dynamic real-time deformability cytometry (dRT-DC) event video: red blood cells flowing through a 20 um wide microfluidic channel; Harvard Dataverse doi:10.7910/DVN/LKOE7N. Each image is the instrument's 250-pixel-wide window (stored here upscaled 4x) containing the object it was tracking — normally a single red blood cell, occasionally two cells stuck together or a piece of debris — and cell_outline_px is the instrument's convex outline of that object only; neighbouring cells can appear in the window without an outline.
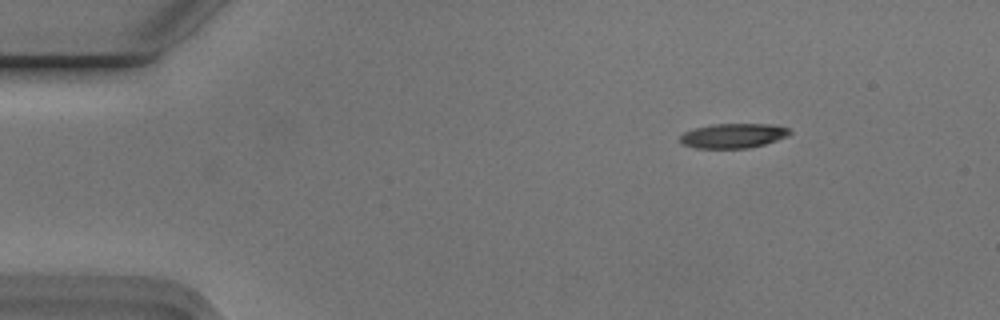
{"species": "Egyptian fruit bat (a non-hibernating species)", "species_latin": "Rousettus aegyptiacus", "temperature_condition": "cold", "stored_images_in_passage": 7, "camera_frame_rate_fps": 3000, "um_per_image_px": 0.085, "animal": {"sex": "male"}, "frame": {"image": 1, "passage_image": 3, "time_ms": 0.667, "image_size_px": [1000, 320], "cell_outline_px": [[792, 132], [788, 136], [764, 144], [748, 148], [696, 148], [684, 144], [680, 140], [680, 136], [684, 132], [696, 128], [712, 124], [768, 124], [788, 128]], "centroid_in_image_um": [62.33, 11.53], "position_along_channel_um": 22.7, "area_um2": 15.55}}
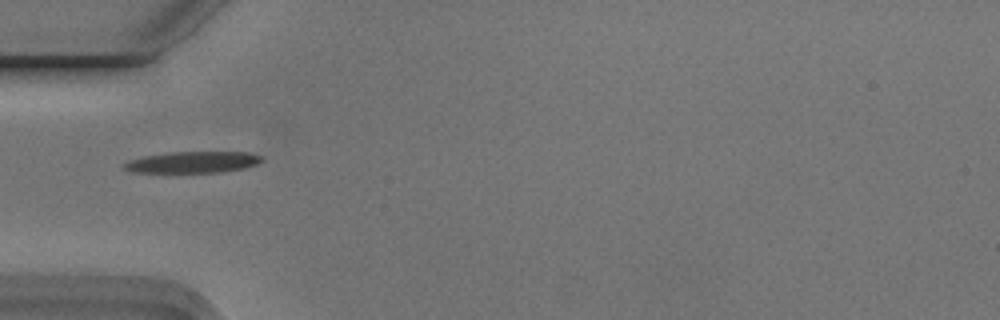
{"frame": {"image": 2, "passage_image": 5, "time_ms": 1.333, "image_size_px": [1000, 320], "cell_outline_px": [[264, 160], [256, 164], [244, 168], [220, 172], [132, 172], [124, 168], [124, 164], [132, 160], [144, 156], [172, 152], [248, 152], [260, 156]], "centroid_in_image_um": [16.42, 13.78], "position_along_channel_um": 68.6, "area_um2": 16.82}}
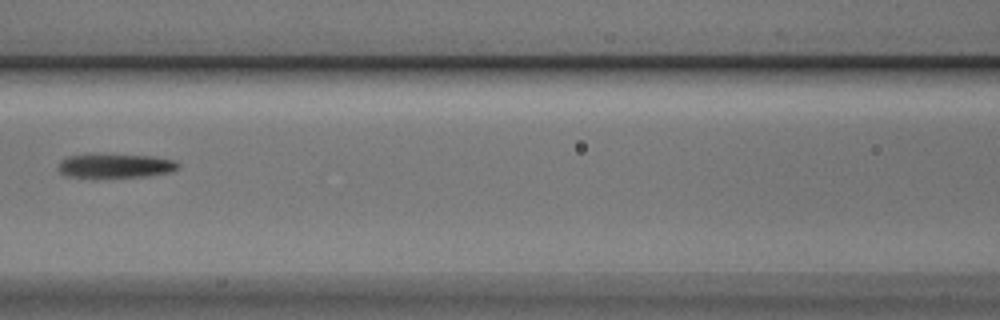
{"frame": {"image": 3, "passage_image": 7, "time_ms": 2.0, "image_size_px": [1000, 320], "cell_outline_px": [[180, 168], [172, 172], [148, 176], [92, 180], [72, 176], [60, 172], [60, 160], [68, 156], [152, 156], [176, 160], [180, 164]], "centroid_in_image_um": [9.88, 14.16], "position_along_channel_um": 156.7, "area_um2": 16.94}}